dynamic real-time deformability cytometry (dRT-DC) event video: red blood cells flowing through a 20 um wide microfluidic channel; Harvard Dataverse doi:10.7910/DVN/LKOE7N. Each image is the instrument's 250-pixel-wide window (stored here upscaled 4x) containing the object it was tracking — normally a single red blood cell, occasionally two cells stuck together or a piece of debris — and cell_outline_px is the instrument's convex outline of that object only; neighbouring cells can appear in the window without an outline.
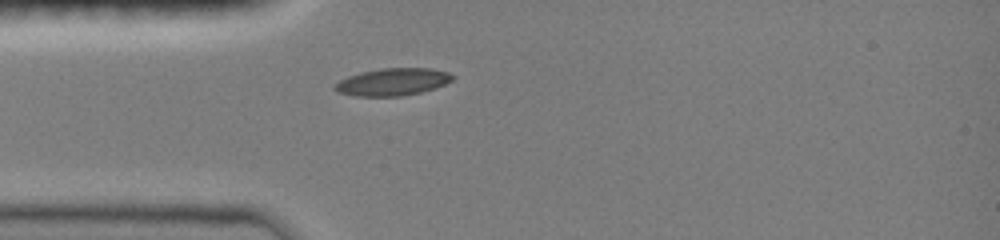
{"species": "common noctule bat (a hibernating species)", "species_latin": "Nyctalus noctula", "temperature_condition": "room temperature", "stored_images_in_passage": 1, "camera_frame_rate_fps": 3000, "um_per_image_px": 0.085, "animal": {"sex": "female", "body_mass_g": 19.0, "forearm_length_mm": 51.5}, "frame": {"image": 1, "passage_image": 1, "time_ms": 0.0, "image_size_px": [1000, 240], "cell_outline_px": [[456, 76], [452, 80], [444, 84], [420, 92], [400, 96], [356, 96], [336, 92], [332, 88], [332, 84], [348, 76], [360, 72], [380, 68], [432, 68], [448, 72]], "centroid_in_image_um": [33.32, 6.95], "position_along_channel_um": 51.7, "area_um2": 18.84}}